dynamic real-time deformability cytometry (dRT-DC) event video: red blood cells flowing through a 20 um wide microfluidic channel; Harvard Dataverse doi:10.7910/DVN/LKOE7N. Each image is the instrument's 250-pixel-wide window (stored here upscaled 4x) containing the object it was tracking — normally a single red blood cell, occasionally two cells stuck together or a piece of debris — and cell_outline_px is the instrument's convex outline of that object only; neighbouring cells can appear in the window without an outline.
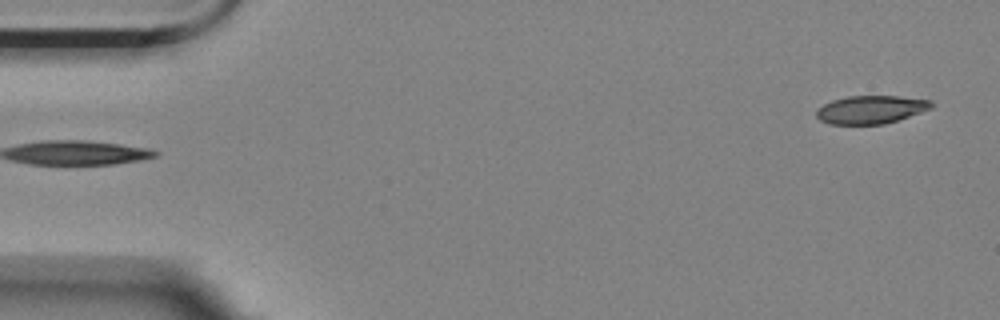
{"species": "Egyptian fruit bat (a non-hibernating species)", "species_latin": "Rousettus aegyptiacus", "temperature_condition": "room temperature", "stored_images_in_passage": 4, "camera_frame_rate_fps": 3000, "um_per_image_px": 0.085, "animal": {"sex": "female"}, "frame": {"image": 1, "passage_image": 1, "time_ms": 0.0, "image_size_px": [1000, 320], "cell_outline_px": [[932, 108], [884, 124], [828, 124], [820, 120], [816, 116], [816, 108], [832, 100], [848, 96], [900, 96], [932, 100]], "centroid_in_image_um": [73.99, 9.31], "position_along_channel_um": 11.0, "area_um2": 18.79}}
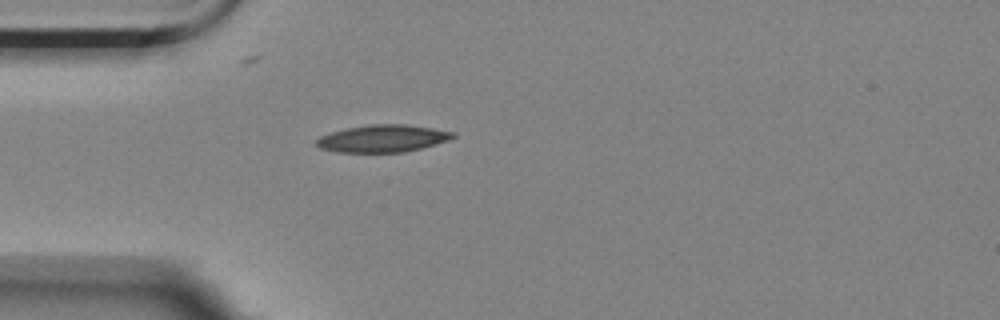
{"frame": {"image": 2, "passage_image": 4, "time_ms": 1.0, "image_size_px": [1000, 320], "cell_outline_px": [[456, 136], [448, 140], [436, 144], [404, 152], [336, 152], [320, 148], [316, 144], [316, 140], [320, 136], [332, 132], [348, 128], [372, 124], [408, 124], [456, 132]], "centroid_in_image_um": [32.55, 11.77], "position_along_channel_um": 52.4, "area_um2": 21.62}}